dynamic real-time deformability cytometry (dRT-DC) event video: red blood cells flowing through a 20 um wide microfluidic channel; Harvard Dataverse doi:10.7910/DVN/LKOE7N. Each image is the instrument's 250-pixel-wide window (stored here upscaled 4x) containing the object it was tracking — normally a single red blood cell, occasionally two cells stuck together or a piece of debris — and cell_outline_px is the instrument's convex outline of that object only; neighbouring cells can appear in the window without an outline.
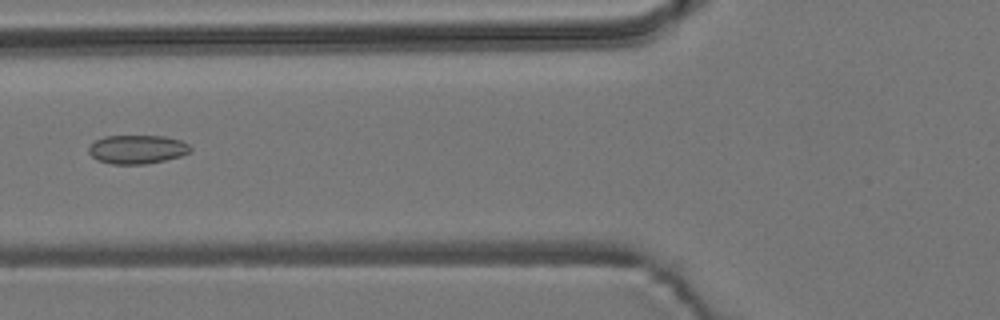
{"species": "common noctule bat (a hibernating species)", "species_latin": "Nyctalus noctula", "temperature_condition": "room temperature", "stored_images_in_passage": 6, "camera_frame_rate_fps": 3000, "um_per_image_px": 0.085, "animal": {"sex": "male", "body_mass_g": 19.2, "forearm_length_mm": 51.8}, "frame": {"image": 1, "passage_image": 6, "time_ms": 1.667, "image_size_px": [1000, 320], "cell_outline_px": [[192, 152], [180, 156], [164, 160], [144, 164], [112, 164], [96, 160], [88, 152], [88, 148], [96, 140], [104, 136], [164, 136], [180, 140], [188, 144], [192, 148]], "centroid_in_image_um": [11.66, 12.69], "position_along_channel_um": 114.1, "area_um2": 17.05}}